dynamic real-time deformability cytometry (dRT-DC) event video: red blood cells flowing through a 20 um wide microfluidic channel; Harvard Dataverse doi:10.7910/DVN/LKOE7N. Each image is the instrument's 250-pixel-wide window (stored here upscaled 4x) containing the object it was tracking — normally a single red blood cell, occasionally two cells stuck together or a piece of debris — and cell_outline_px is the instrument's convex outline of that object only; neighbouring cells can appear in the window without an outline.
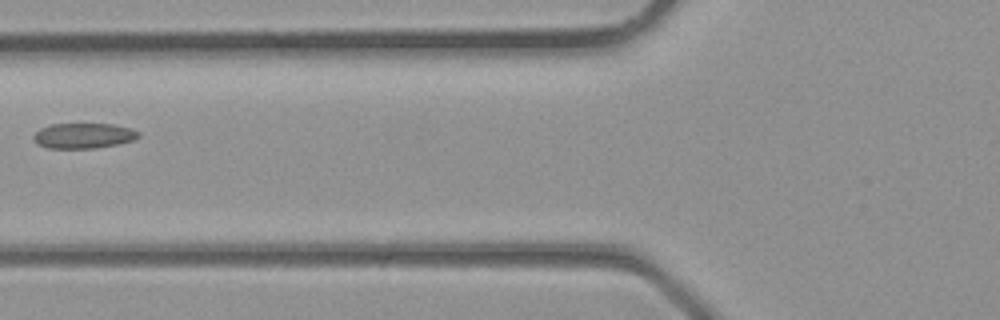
{"species": "common noctule bat (a hibernating species)", "species_latin": "Nyctalus noctula", "temperature_condition": "room temperature", "stored_images_in_passage": 2, "camera_frame_rate_fps": 3000, "um_per_image_px": 0.085, "animal": {"sex": "male", "body_mass_g": 23.1, "forearm_length_mm": 52.7}, "frame": {"image": 1, "passage_image": 2, "time_ms": 0.333, "image_size_px": [1000, 320], "cell_outline_px": [[140, 136], [136, 140], [120, 144], [96, 148], [48, 148], [36, 144], [32, 136], [40, 128], [52, 124], [112, 124], [132, 128], [140, 132]], "centroid_in_image_um": [7.14, 11.54], "position_along_channel_um": 118.7, "area_um2": 15.72}}